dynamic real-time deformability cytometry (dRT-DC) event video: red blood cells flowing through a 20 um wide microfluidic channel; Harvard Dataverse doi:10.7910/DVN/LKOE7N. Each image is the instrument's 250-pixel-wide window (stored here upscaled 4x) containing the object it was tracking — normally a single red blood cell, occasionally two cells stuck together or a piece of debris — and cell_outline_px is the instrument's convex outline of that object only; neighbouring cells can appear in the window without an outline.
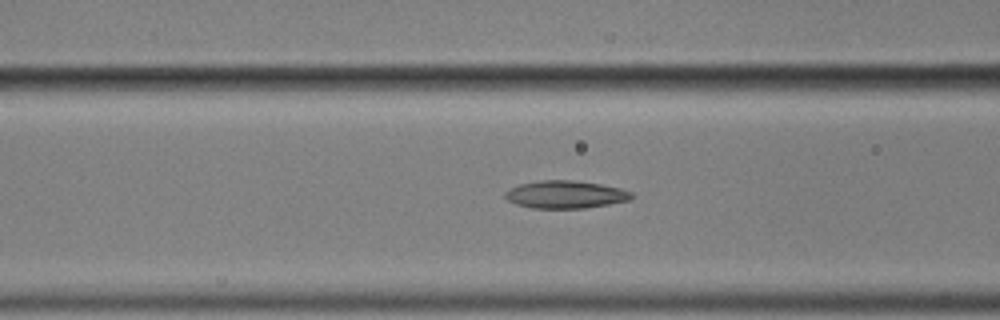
{"species": "common noctule bat (a hibernating species)", "species_latin": "Nyctalus noctula", "temperature_condition": "cold", "stored_images_in_passage": 44, "camera_frame_rate_fps": 3000, "um_per_image_px": 0.085, "animal": {"sex": "male", "body_mass_g": 17.9}, "frame": {"image": 1, "passage_image": 20, "time_ms": 6.333, "image_size_px": [1000, 320], "cell_outline_px": [[636, 196], [632, 200], [584, 208], [532, 208], [516, 204], [508, 200], [504, 196], [504, 192], [508, 188], [520, 184], [540, 180], [572, 180], [600, 184], [620, 188], [632, 192]], "centroid_in_image_um": [48.07, 16.53], "position_along_channel_um": 118.5, "area_um2": 20.52}}
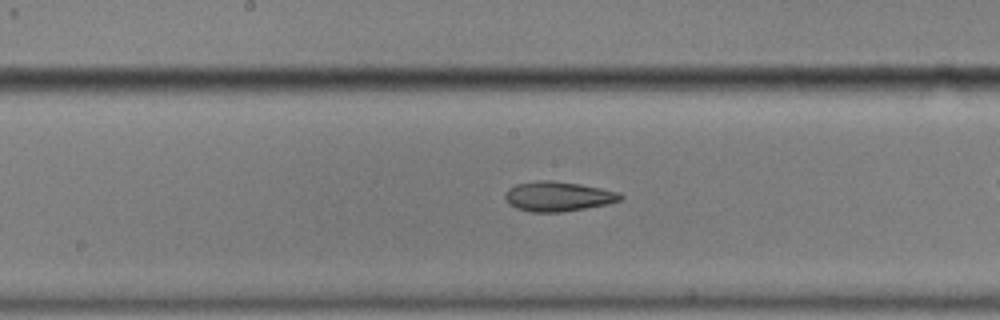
{"frame": {"image": 2, "passage_image": 27, "time_ms": 8.667, "image_size_px": [1000, 320], "cell_outline_px": [[624, 196], [620, 200], [608, 204], [560, 212], [528, 212], [516, 208], [508, 204], [504, 196], [508, 188], [516, 184], [540, 180], [552, 180], [580, 184], [620, 192]], "centroid_in_image_um": [47.41, 16.69], "position_along_channel_um": 200.8, "area_um2": 20.06}}
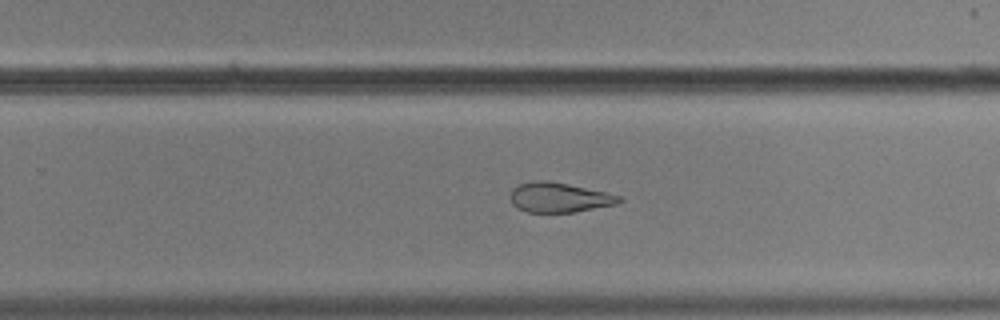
{"frame": {"image": 3, "passage_image": 34, "time_ms": 11.0, "image_size_px": [1000, 320], "cell_outline_px": [[624, 200], [616, 204], [576, 212], [528, 212], [516, 208], [512, 204], [512, 188], [520, 184], [536, 180], [548, 180], [608, 192], [620, 196]], "centroid_in_image_um": [47.56, 16.78], "position_along_channel_um": 282.2, "area_um2": 18.9}}